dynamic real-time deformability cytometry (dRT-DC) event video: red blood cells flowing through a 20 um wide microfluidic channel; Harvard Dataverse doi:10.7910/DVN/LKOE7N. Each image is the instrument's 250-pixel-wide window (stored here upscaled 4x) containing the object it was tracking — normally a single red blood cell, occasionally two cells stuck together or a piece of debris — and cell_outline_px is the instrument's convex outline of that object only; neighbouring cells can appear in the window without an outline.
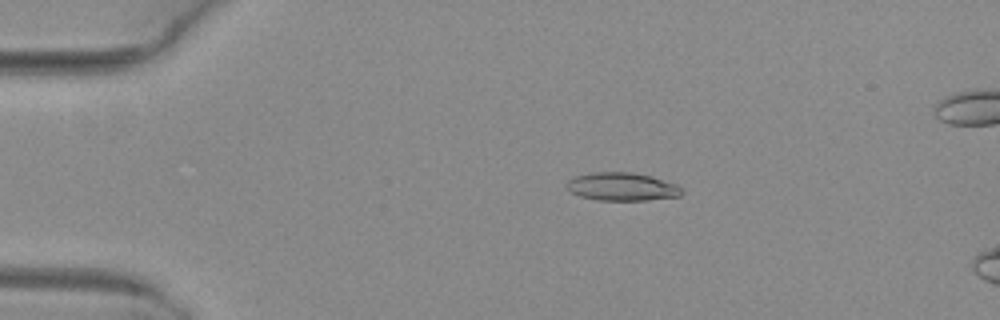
{"species": "common noctule bat (a hibernating species)", "species_latin": "Nyctalus noctula", "temperature_condition": "warm", "stored_images_in_passage": 10, "camera_frame_rate_fps": 3000, "um_per_image_px": 0.085, "animal": {"sex": "female", "body_mass_g": 29.2, "forearm_length_mm": 56.3}, "frame": {"image": 1, "passage_image": 5, "time_ms": 1.333, "image_size_px": [1000, 320], "cell_outline_px": [[684, 192], [680, 196], [648, 200], [596, 200], [580, 196], [568, 192], [564, 188], [564, 184], [568, 180], [576, 176], [596, 172], [632, 172], [652, 176], [676, 184]], "centroid_in_image_um": [52.82, 15.87], "position_along_channel_um": 32.2, "area_um2": 19.07}}